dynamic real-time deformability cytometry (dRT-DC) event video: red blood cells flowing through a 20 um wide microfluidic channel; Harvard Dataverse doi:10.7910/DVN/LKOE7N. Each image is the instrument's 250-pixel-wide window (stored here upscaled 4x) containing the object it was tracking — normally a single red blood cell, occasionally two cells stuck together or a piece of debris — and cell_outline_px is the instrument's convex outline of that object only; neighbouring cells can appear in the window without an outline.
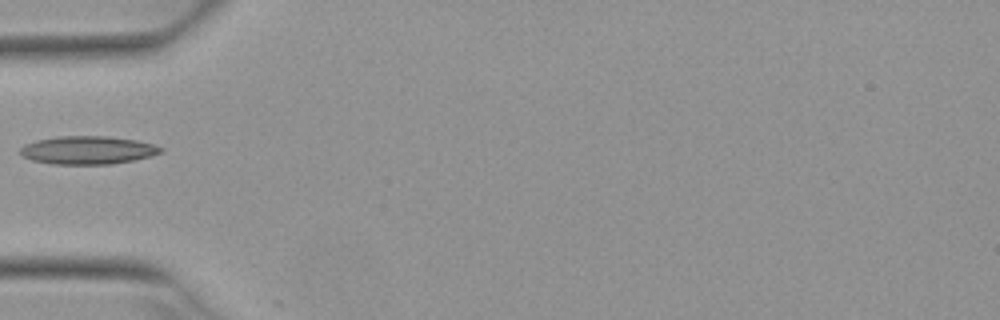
{"species": "Egyptian fruit bat (a non-hibernating species)", "species_latin": "Rousettus aegyptiacus", "temperature_condition": "warm", "stored_images_in_passage": 1, "camera_frame_rate_fps": 3000, "um_per_image_px": 0.085, "animal": {"sex": "female"}, "frame": {"image": 1, "passage_image": 1, "time_ms": 0.0, "image_size_px": [1000, 320], "cell_outline_px": [[164, 152], [132, 160], [112, 164], [52, 164], [32, 160], [24, 156], [20, 152], [20, 148], [24, 144], [36, 140], [56, 136], [108, 136], [136, 140], [152, 144], [164, 148]], "centroid_in_image_um": [7.45, 12.75], "position_along_channel_um": 77.6, "area_um2": 23.0}}